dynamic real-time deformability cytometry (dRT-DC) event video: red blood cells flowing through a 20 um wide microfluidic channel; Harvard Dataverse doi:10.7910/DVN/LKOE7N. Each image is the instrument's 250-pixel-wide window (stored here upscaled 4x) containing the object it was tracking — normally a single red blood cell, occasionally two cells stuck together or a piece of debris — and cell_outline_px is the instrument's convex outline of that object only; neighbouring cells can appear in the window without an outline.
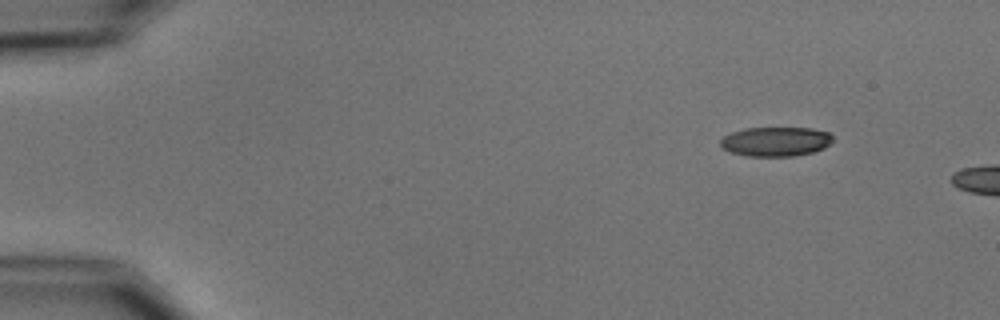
{"species": "common noctule bat (a hibernating species)", "species_latin": "Nyctalus noctula", "temperature_condition": "cold", "stored_images_in_passage": 2, "camera_frame_rate_fps": 3000, "um_per_image_px": 0.085, "animal": {"sex": "male", "body_mass_g": 15.6}, "frame": {"image": 1, "passage_image": 1, "time_ms": 0.0, "image_size_px": [1000, 320], "cell_outline_px": [[832, 140], [824, 148], [812, 152], [792, 156], [748, 156], [732, 152], [720, 148], [720, 140], [724, 136], [732, 132], [744, 128], [812, 128], [828, 132], [832, 136]], "centroid_in_image_um": [65.9, 12.03], "position_along_channel_um": 19.1, "area_um2": 19.19}}